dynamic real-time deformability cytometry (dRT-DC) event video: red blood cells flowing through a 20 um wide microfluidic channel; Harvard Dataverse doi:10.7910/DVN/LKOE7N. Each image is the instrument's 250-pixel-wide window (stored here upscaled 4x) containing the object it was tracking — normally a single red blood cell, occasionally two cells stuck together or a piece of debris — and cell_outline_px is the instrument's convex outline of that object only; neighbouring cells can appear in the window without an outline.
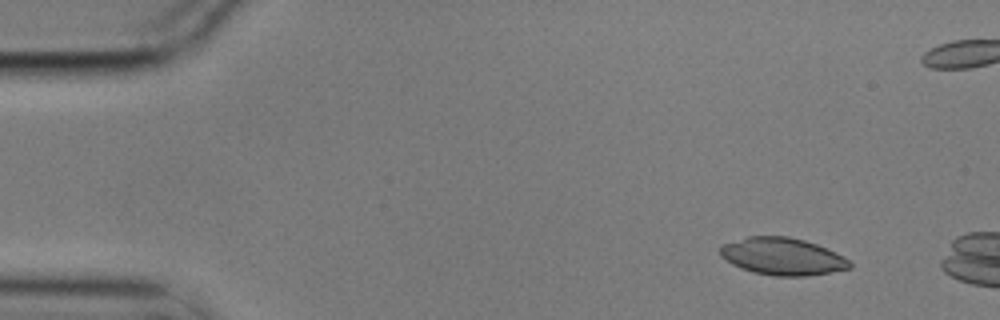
{"species": "common noctule bat (a hibernating species)", "species_latin": "Nyctalus noctula", "temperature_condition": "cold", "stored_images_in_passage": 2, "camera_frame_rate_fps": 3000, "um_per_image_px": 0.085, "animal": {"sex": "male", "body_mass_g": 17.9}, "frame": {"image": 1, "passage_image": 1, "time_ms": 0.0, "image_size_px": [1000, 320], "cell_outline_px": [[852, 268], [804, 276], [776, 276], [752, 272], [740, 268], [732, 264], [720, 256], [720, 244], [748, 236], [788, 236], [804, 240], [816, 244], [844, 256], [852, 264]], "centroid_in_image_um": [66.47, 21.79], "position_along_channel_um": 18.5, "area_um2": 28.15}}